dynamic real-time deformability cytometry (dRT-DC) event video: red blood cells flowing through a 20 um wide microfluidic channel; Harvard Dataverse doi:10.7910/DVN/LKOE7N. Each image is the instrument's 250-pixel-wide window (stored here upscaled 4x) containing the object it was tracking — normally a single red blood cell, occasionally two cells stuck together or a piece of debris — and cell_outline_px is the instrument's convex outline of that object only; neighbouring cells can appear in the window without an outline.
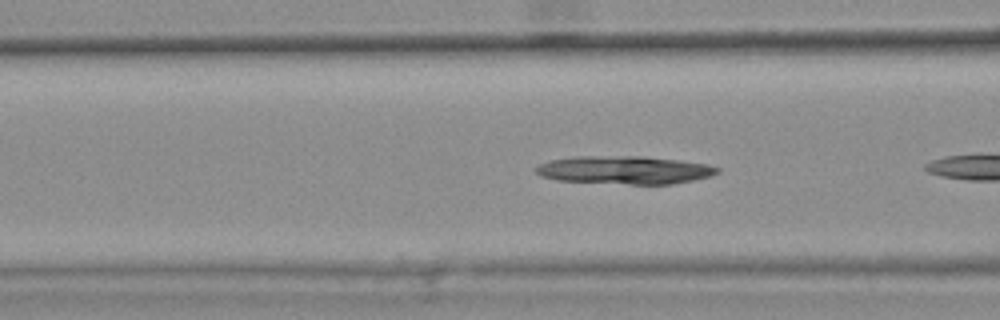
{"species": "common noctule bat (a hibernating species)", "species_latin": "Nyctalus noctula", "temperature_condition": "warm", "stored_images_in_passage": 39, "camera_frame_rate_fps": 3000, "um_per_image_px": 0.085, "animal": {"sex": "female", "body_mass_g": 25.1}, "frame": {"image": 1, "passage_image": 12, "time_ms": 3.667, "image_size_px": [1000, 320], "cell_outline_px": [[720, 172], [708, 176], [692, 180], [672, 184], [632, 184], [556, 180], [540, 176], [536, 172], [536, 168], [540, 164], [552, 160], [576, 156], [640, 156], [680, 160], [708, 164], [720, 168]], "centroid_in_image_um": [53.11, 14.44], "position_along_channel_um": 113.5, "area_um2": 29.48}}